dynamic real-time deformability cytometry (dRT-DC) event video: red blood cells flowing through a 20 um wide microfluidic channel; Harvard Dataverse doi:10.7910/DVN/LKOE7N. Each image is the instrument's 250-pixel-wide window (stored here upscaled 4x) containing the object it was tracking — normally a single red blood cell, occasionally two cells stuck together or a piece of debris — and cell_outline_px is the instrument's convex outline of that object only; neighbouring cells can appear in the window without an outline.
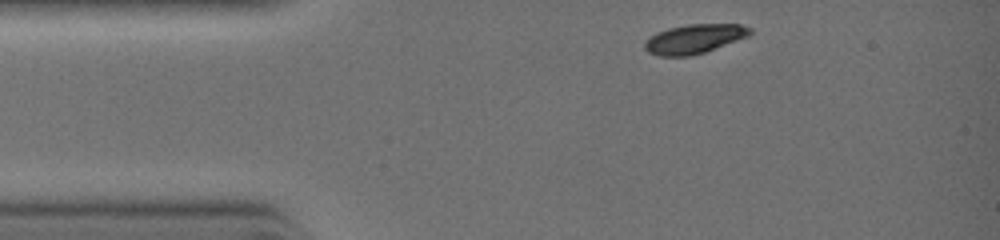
{"species": "common noctule bat (a hibernating species)", "species_latin": "Nyctalus noctula", "temperature_condition": "warm", "stored_images_in_passage": 25, "camera_frame_rate_fps": 3000, "um_per_image_px": 0.085, "animal": {"sex": "female", "body_mass_g": 19.0, "forearm_length_mm": 51.5}, "frame": {"image": 1, "passage_image": 1, "time_ms": 0.0, "image_size_px": [1000, 240], "cell_outline_px": [[752, 32], [748, 36], [704, 52], [688, 56], [660, 56], [648, 52], [644, 48], [644, 44], [656, 32], [668, 28], [688, 24], [740, 24], [752, 28]], "centroid_in_image_um": [59.02, 3.29], "position_along_channel_um": 26.0, "area_um2": 17.74}}
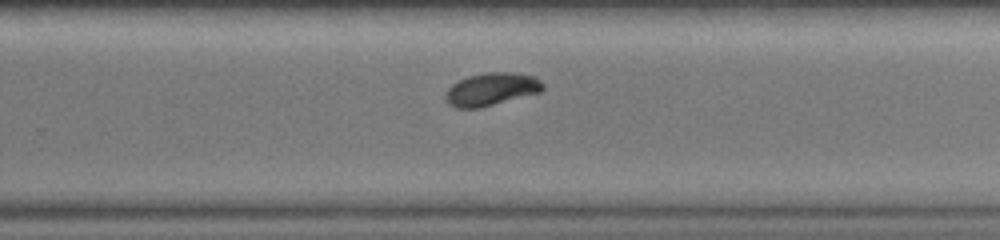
{"frame": {"image": 2, "passage_image": 17, "time_ms": 5.333, "image_size_px": [1000, 240], "cell_outline_px": [[544, 88], [540, 92], [480, 108], [456, 108], [448, 104], [444, 100], [448, 88], [452, 84], [468, 76], [488, 72], [512, 72], [536, 76], [544, 84]], "centroid_in_image_um": [41.77, 7.58], "position_along_channel_um": 288.0, "area_um2": 18.67}}
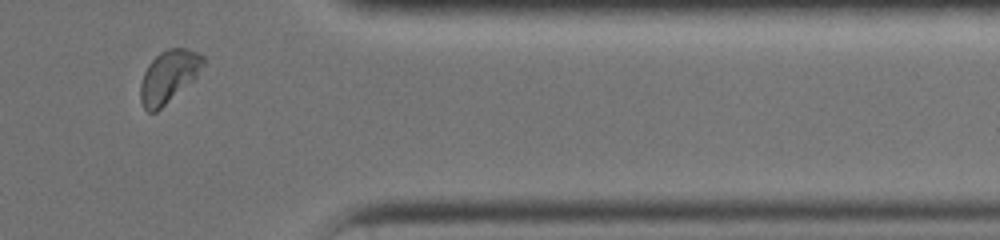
{"frame": {"image": 3, "passage_image": 23, "time_ms": 7.333, "image_size_px": [1000, 240], "cell_outline_px": [[204, 60], [196, 76], [192, 80], [156, 112], [148, 112], [144, 108], [140, 100], [140, 84], [144, 72], [148, 64], [160, 52], [168, 48], [188, 48], [204, 56]], "centroid_in_image_um": [14.3, 6.49], "position_along_channel_um": 397.1, "area_um2": 18.73}}